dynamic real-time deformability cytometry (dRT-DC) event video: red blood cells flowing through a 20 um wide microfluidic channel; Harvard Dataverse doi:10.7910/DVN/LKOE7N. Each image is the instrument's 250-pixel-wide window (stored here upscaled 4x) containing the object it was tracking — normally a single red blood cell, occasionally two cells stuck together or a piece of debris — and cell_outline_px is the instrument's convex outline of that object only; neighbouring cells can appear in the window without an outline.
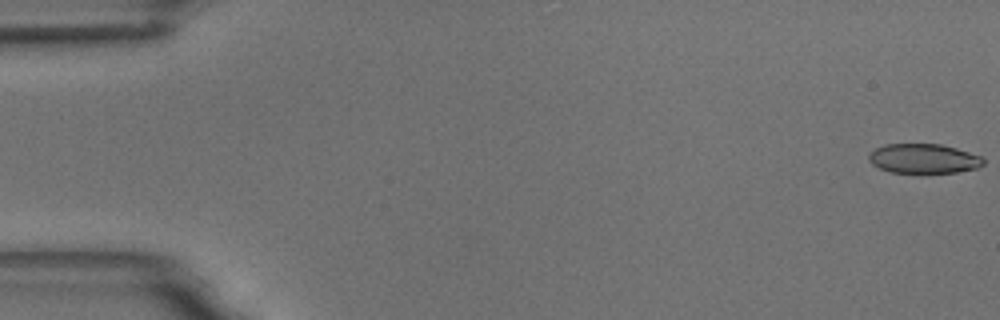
{"species": "common noctule bat (a hibernating species)", "species_latin": "Nyctalus noctula", "temperature_condition": "room temperature", "stored_images_in_passage": 5, "camera_frame_rate_fps": 3000, "um_per_image_px": 0.085, "animal": {"sex": "male", "body_mass_g": 18.8}, "frame": {"image": 1, "passage_image": 1, "time_ms": 0.0, "image_size_px": [1000, 320], "cell_outline_px": [[984, 164], [980, 168], [956, 172], [924, 176], [920, 176], [892, 172], [880, 168], [872, 164], [868, 160], [868, 156], [876, 148], [884, 144], [940, 144], [956, 148], [980, 156], [984, 160]], "centroid_in_image_um": [78.52, 13.54], "position_along_channel_um": 6.5, "area_um2": 20.52}}